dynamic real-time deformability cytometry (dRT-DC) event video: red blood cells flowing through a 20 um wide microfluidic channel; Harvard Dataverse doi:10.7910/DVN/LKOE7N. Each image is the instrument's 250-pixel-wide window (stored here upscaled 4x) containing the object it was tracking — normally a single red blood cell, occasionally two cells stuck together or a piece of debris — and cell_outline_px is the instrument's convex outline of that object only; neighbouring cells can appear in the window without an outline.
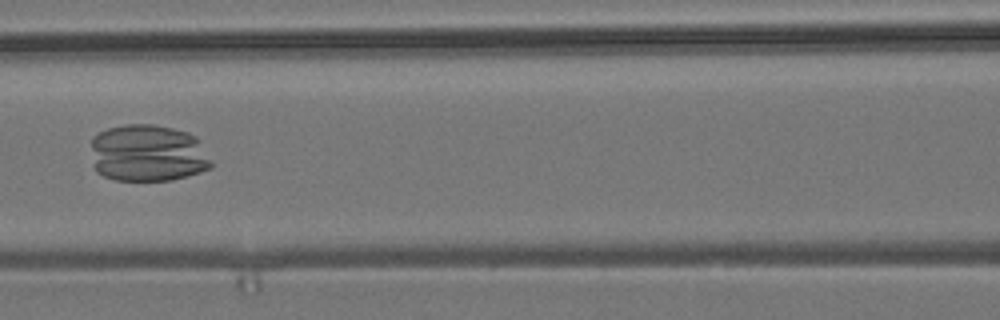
{"species": "common noctule bat (a hibernating species)", "species_latin": "Nyctalus noctula", "temperature_condition": "room temperature", "stored_images_in_passage": 5, "camera_frame_rate_fps": 3000, "um_per_image_px": 0.085, "animal": {"sex": "male", "body_mass_g": 19.2, "forearm_length_mm": 51.8}, "frame": {"image": 1, "passage_image": 5, "time_ms": 1.333, "image_size_px": [1000, 320], "cell_outline_px": [[212, 168], [188, 176], [172, 180], [116, 180], [104, 176], [96, 172], [92, 148], [92, 136], [108, 128], [128, 124], [152, 124], [172, 128], [188, 132], [196, 136], [212, 164]], "centroid_in_image_um": [12.57, 13.02], "position_along_channel_um": 154.0, "area_um2": 40.06}}